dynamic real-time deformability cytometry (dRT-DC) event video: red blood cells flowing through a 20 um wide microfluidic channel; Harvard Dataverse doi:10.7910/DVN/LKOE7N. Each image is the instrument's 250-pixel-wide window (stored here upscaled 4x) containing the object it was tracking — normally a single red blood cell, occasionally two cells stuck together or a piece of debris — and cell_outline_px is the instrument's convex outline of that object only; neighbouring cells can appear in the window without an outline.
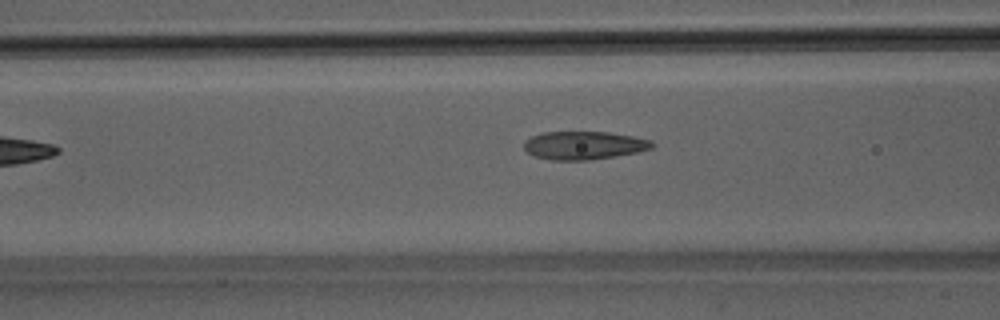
{"species": "Egyptian fruit bat (a non-hibernating species)", "species_latin": "Rousettus aegyptiacus", "temperature_condition": "room temperature", "stored_images_in_passage": 6, "camera_frame_rate_fps": 3000, "um_per_image_px": 0.085, "animal": {"sex": "male"}, "frame": {"image": 1, "passage_image": 5, "time_ms": 1.333, "image_size_px": [1000, 320], "cell_outline_px": [[656, 144], [652, 148], [636, 152], [588, 160], [552, 160], [536, 156], [528, 152], [524, 148], [524, 140], [532, 136], [544, 132], [608, 132], [632, 136], [652, 140]], "centroid_in_image_um": [49.64, 12.35], "position_along_channel_um": 117.0, "area_um2": 20.87}}